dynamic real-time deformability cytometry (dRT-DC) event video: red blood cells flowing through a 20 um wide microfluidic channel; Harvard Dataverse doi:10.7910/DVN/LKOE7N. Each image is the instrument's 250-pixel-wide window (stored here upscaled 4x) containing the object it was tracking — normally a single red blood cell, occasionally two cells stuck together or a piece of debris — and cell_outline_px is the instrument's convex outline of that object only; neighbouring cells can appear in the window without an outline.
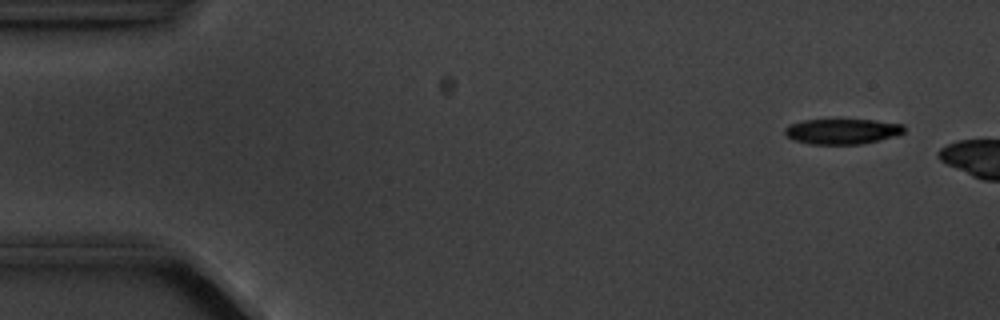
{"species": "common noctule bat (a hibernating species)", "species_latin": "Nyctalus noctula", "temperature_condition": "cold", "stored_images_in_passage": 3, "camera_frame_rate_fps": 3000, "um_per_image_px": 0.085, "animal": {"sex": "male", "body_mass_g": 20.1, "forearm_length_mm": 53.5}, "frame": {"image": 1, "passage_image": 2, "time_ms": 1.0, "image_size_px": [1000, 320], "cell_outline_px": [[904, 132], [896, 136], [860, 144], [812, 144], [792, 140], [784, 136], [784, 128], [788, 124], [804, 120], [836, 116], [840, 116], [876, 120], [904, 124]], "centroid_in_image_um": [71.54, 11.1], "position_along_channel_um": 13.5, "area_um2": 18.84}}